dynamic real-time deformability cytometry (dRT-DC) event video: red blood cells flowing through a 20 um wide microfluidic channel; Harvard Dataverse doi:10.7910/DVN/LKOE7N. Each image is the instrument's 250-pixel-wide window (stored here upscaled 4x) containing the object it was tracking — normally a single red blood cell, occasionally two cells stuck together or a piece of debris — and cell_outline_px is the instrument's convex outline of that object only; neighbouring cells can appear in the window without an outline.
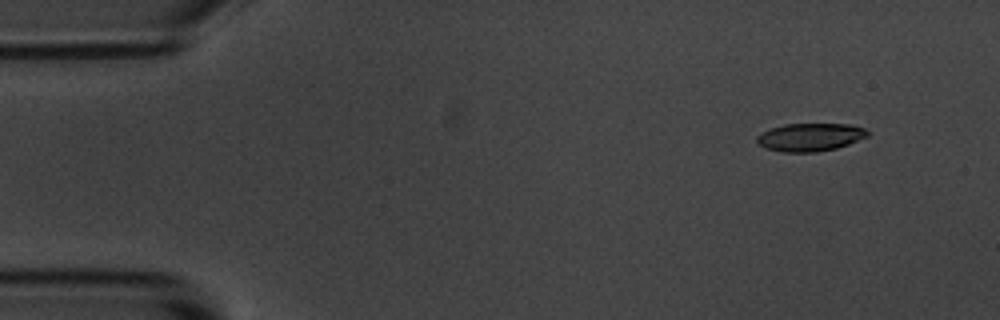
{"species": "common noctule bat (a hibernating species)", "species_latin": "Nyctalus noctula", "temperature_condition": "room temperature", "stored_images_in_passage": 4, "camera_frame_rate_fps": 3000, "um_per_image_px": 0.085, "animal": {"sex": "male", "body_mass_g": 20.1, "forearm_length_mm": 53.5}, "frame": {"image": 1, "passage_image": 1, "time_ms": 0.0, "image_size_px": [1000, 320], "cell_outline_px": [[868, 136], [848, 144], [836, 148], [816, 152], [784, 152], [764, 148], [756, 144], [756, 136], [760, 132], [784, 124], [852, 124], [864, 128], [868, 132]], "centroid_in_image_um": [68.81, 11.66], "position_along_channel_um": 16.2, "area_um2": 18.15}}
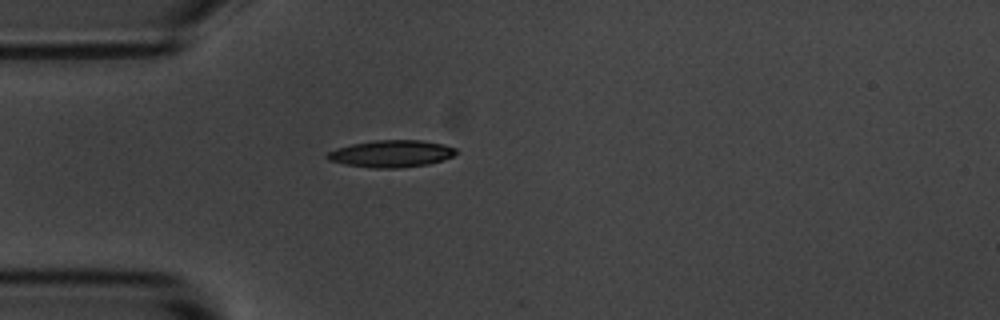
{"frame": {"image": 2, "passage_image": 4, "time_ms": 3.333, "image_size_px": [1000, 320], "cell_outline_px": [[456, 152], [452, 156], [444, 160], [428, 164], [396, 168], [372, 168], [344, 164], [328, 160], [324, 156], [328, 152], [336, 148], [352, 144], [376, 140], [420, 140], [444, 144], [456, 148]], "centroid_in_image_um": [33.24, 13.06], "position_along_channel_um": 51.8, "area_um2": 20.29}}